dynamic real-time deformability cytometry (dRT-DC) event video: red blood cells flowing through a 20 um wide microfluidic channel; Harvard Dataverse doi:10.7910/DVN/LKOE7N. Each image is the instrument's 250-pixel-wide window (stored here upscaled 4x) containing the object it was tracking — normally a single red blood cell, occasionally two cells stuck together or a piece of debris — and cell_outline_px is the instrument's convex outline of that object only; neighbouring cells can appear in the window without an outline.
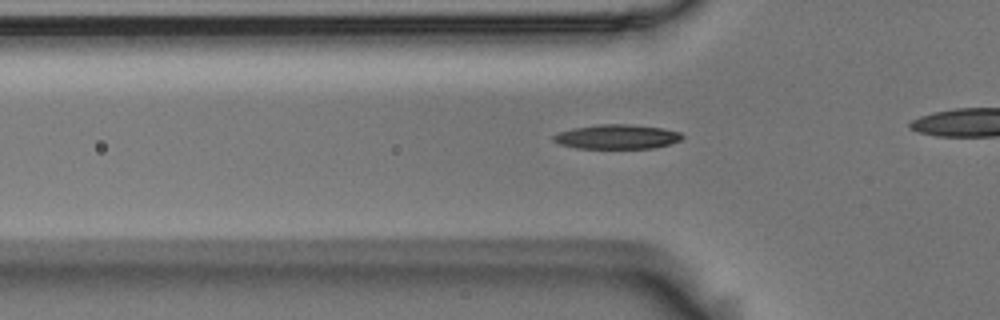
{"species": "Egyptian fruit bat (a non-hibernating species)", "species_latin": "Rousettus aegyptiacus", "temperature_condition": "room temperature", "stored_images_in_passage": 40, "camera_frame_rate_fps": 3000, "um_per_image_px": 0.085, "animal": {"sex": "male"}, "frame": {"image": 1, "passage_image": 14, "time_ms": 4.333, "image_size_px": [1000, 320], "cell_outline_px": [[684, 136], [680, 140], [668, 144], [652, 148], [576, 148], [560, 144], [552, 140], [552, 136], [560, 132], [572, 128], [600, 124], [632, 124], [660, 128], [680, 132]], "centroid_in_image_um": [52.42, 11.62], "position_along_channel_um": 73.4, "area_um2": 18.21}}
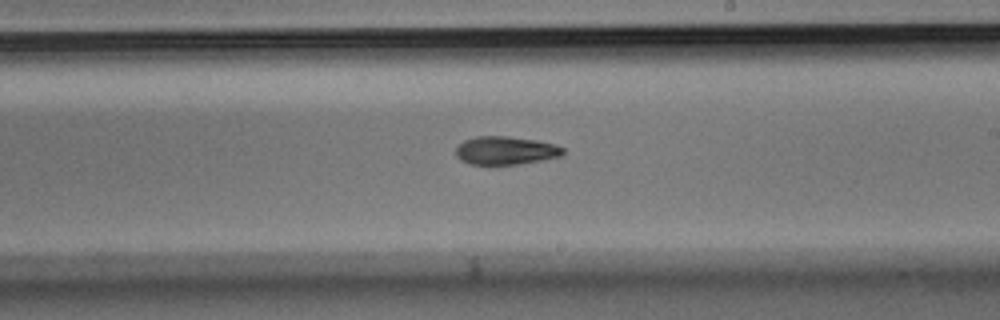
{"frame": {"image": 2, "passage_image": 28, "time_ms": 9.0, "image_size_px": [1000, 320], "cell_outline_px": [[564, 156], [544, 160], [520, 164], [468, 164], [460, 160], [456, 156], [456, 148], [464, 140], [476, 136], [508, 136], [536, 140], [556, 144], [564, 148]], "centroid_in_image_um": [43.01, 12.79], "position_along_channel_um": 246.0, "area_um2": 17.86}}
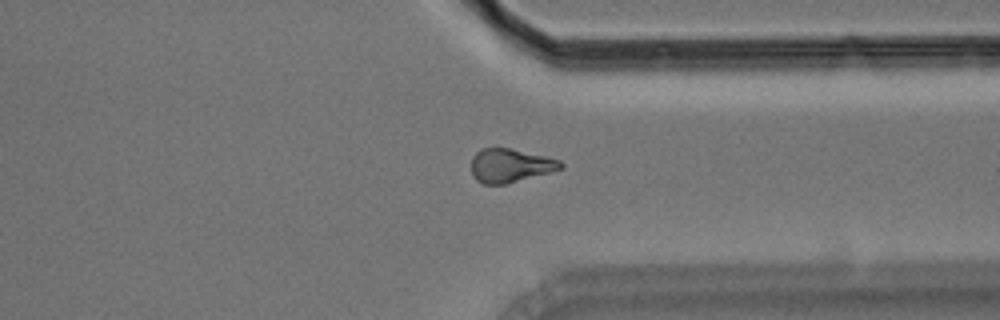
{"frame": {"image": 3, "passage_image": 38, "time_ms": 12.333, "image_size_px": [1000, 320], "cell_outline_px": [[564, 168], [552, 172], [504, 184], [484, 184], [476, 180], [472, 172], [472, 156], [480, 148], [508, 148], [544, 156], [560, 160], [564, 164]], "centroid_in_image_um": [43.38, 14.07], "position_along_channel_um": 368.0, "area_um2": 17.46}}